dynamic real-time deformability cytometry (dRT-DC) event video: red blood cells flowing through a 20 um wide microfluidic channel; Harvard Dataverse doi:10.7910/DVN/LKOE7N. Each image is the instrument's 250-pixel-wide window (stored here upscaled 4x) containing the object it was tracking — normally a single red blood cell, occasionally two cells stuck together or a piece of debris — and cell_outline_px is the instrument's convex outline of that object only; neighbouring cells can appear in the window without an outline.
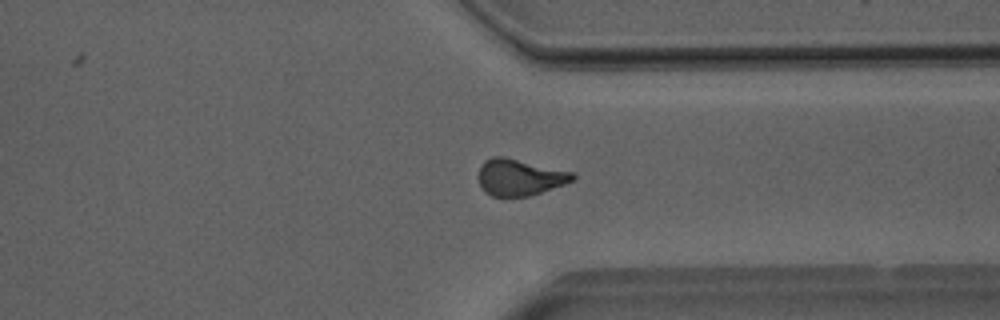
{"species": "Egyptian fruit bat (a non-hibernating species)", "species_latin": "Rousettus aegyptiacus", "temperature_condition": "room temperature", "stored_images_in_passage": 46, "camera_frame_rate_fps": 3000, "um_per_image_px": 0.085, "animal": {"sex": "male"}, "frame": {"image": 1, "passage_image": 33, "time_ms": 10.667, "image_size_px": [1000, 320], "cell_outline_px": [[576, 180], [528, 196], [492, 196], [484, 192], [480, 184], [480, 164], [484, 160], [492, 156], [504, 156], [576, 172]], "centroid_in_image_um": [44.2, 15.04], "position_along_channel_um": 367.2, "area_um2": 20.17}, "authors_computed_cell_mechanics": {"area_um2": 20.23, "velocity_mm_per_s": 4.0185, "shape_relaxation_time_tau1_ms": 10.4222, "shape_relaxation_time_tau2_ms": 1.4135, "deformation_change_tau1": 0.1931, "deformation_change_tau2": 0.0833}}